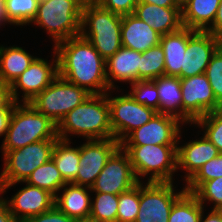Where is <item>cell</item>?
<instances>
[{"instance_id": "1", "label": "cell", "mask_w": 222, "mask_h": 222, "mask_svg": "<svg viewBox=\"0 0 222 222\" xmlns=\"http://www.w3.org/2000/svg\"><path fill=\"white\" fill-rule=\"evenodd\" d=\"M58 57V75L86 89L90 94H105L110 89L106 78V61L81 35L53 45Z\"/></svg>"}, {"instance_id": "2", "label": "cell", "mask_w": 222, "mask_h": 222, "mask_svg": "<svg viewBox=\"0 0 222 222\" xmlns=\"http://www.w3.org/2000/svg\"><path fill=\"white\" fill-rule=\"evenodd\" d=\"M57 135L67 141L71 135H82L85 140L114 138L107 93L91 94L68 112L57 125Z\"/></svg>"}, {"instance_id": "3", "label": "cell", "mask_w": 222, "mask_h": 222, "mask_svg": "<svg viewBox=\"0 0 222 222\" xmlns=\"http://www.w3.org/2000/svg\"><path fill=\"white\" fill-rule=\"evenodd\" d=\"M57 125L30 103H16L6 136L2 141V152L20 149L43 140H58Z\"/></svg>"}, {"instance_id": "4", "label": "cell", "mask_w": 222, "mask_h": 222, "mask_svg": "<svg viewBox=\"0 0 222 222\" xmlns=\"http://www.w3.org/2000/svg\"><path fill=\"white\" fill-rule=\"evenodd\" d=\"M122 16L94 3L82 8L81 36L87 39L106 61L121 47Z\"/></svg>"}, {"instance_id": "5", "label": "cell", "mask_w": 222, "mask_h": 222, "mask_svg": "<svg viewBox=\"0 0 222 222\" xmlns=\"http://www.w3.org/2000/svg\"><path fill=\"white\" fill-rule=\"evenodd\" d=\"M120 146L127 152L139 182L148 175V182H173V174L178 170L177 144Z\"/></svg>"}, {"instance_id": "6", "label": "cell", "mask_w": 222, "mask_h": 222, "mask_svg": "<svg viewBox=\"0 0 222 222\" xmlns=\"http://www.w3.org/2000/svg\"><path fill=\"white\" fill-rule=\"evenodd\" d=\"M56 141H38L20 149L2 152L4 167L0 173V196L10 187L26 181L36 168L48 162Z\"/></svg>"}, {"instance_id": "7", "label": "cell", "mask_w": 222, "mask_h": 222, "mask_svg": "<svg viewBox=\"0 0 222 222\" xmlns=\"http://www.w3.org/2000/svg\"><path fill=\"white\" fill-rule=\"evenodd\" d=\"M82 7L74 0L39 2L34 25L44 28L56 45L58 42L80 36Z\"/></svg>"}, {"instance_id": "8", "label": "cell", "mask_w": 222, "mask_h": 222, "mask_svg": "<svg viewBox=\"0 0 222 222\" xmlns=\"http://www.w3.org/2000/svg\"><path fill=\"white\" fill-rule=\"evenodd\" d=\"M90 95L86 89L72 84L58 75L29 103L58 125L68 112L82 104Z\"/></svg>"}, {"instance_id": "9", "label": "cell", "mask_w": 222, "mask_h": 222, "mask_svg": "<svg viewBox=\"0 0 222 222\" xmlns=\"http://www.w3.org/2000/svg\"><path fill=\"white\" fill-rule=\"evenodd\" d=\"M139 182V210L135 222H168L174 202L186 191L173 182ZM176 191V192H175Z\"/></svg>"}, {"instance_id": "10", "label": "cell", "mask_w": 222, "mask_h": 222, "mask_svg": "<svg viewBox=\"0 0 222 222\" xmlns=\"http://www.w3.org/2000/svg\"><path fill=\"white\" fill-rule=\"evenodd\" d=\"M110 91L107 92V100L111 129L113 137L121 142L131 131L149 122L157 111L136 102L129 93L110 97Z\"/></svg>"}, {"instance_id": "11", "label": "cell", "mask_w": 222, "mask_h": 222, "mask_svg": "<svg viewBox=\"0 0 222 222\" xmlns=\"http://www.w3.org/2000/svg\"><path fill=\"white\" fill-rule=\"evenodd\" d=\"M182 93V123L192 125L207 113L220 111L207 76L202 73L188 78H180Z\"/></svg>"}, {"instance_id": "12", "label": "cell", "mask_w": 222, "mask_h": 222, "mask_svg": "<svg viewBox=\"0 0 222 222\" xmlns=\"http://www.w3.org/2000/svg\"><path fill=\"white\" fill-rule=\"evenodd\" d=\"M137 180L127 152L120 146L109 158L91 186V193L102 192L119 195L137 185Z\"/></svg>"}, {"instance_id": "13", "label": "cell", "mask_w": 222, "mask_h": 222, "mask_svg": "<svg viewBox=\"0 0 222 222\" xmlns=\"http://www.w3.org/2000/svg\"><path fill=\"white\" fill-rule=\"evenodd\" d=\"M53 61L50 63L44 58L37 57L32 64L12 83L11 95L13 100L29 103L35 96L47 88L58 76V57L53 51ZM23 91L22 99L19 101V89Z\"/></svg>"}, {"instance_id": "14", "label": "cell", "mask_w": 222, "mask_h": 222, "mask_svg": "<svg viewBox=\"0 0 222 222\" xmlns=\"http://www.w3.org/2000/svg\"><path fill=\"white\" fill-rule=\"evenodd\" d=\"M119 147L120 142L115 138L86 140L80 146V167L72 183L91 188L111 155Z\"/></svg>"}, {"instance_id": "15", "label": "cell", "mask_w": 222, "mask_h": 222, "mask_svg": "<svg viewBox=\"0 0 222 222\" xmlns=\"http://www.w3.org/2000/svg\"><path fill=\"white\" fill-rule=\"evenodd\" d=\"M181 126L183 123L176 117L156 113L149 122L131 131L120 145L177 144Z\"/></svg>"}, {"instance_id": "16", "label": "cell", "mask_w": 222, "mask_h": 222, "mask_svg": "<svg viewBox=\"0 0 222 222\" xmlns=\"http://www.w3.org/2000/svg\"><path fill=\"white\" fill-rule=\"evenodd\" d=\"M219 47V37L207 31H196L188 40L180 78L205 73L212 55Z\"/></svg>"}, {"instance_id": "17", "label": "cell", "mask_w": 222, "mask_h": 222, "mask_svg": "<svg viewBox=\"0 0 222 222\" xmlns=\"http://www.w3.org/2000/svg\"><path fill=\"white\" fill-rule=\"evenodd\" d=\"M3 199L17 222H26L55 206V196L52 193L28 183L10 200Z\"/></svg>"}, {"instance_id": "18", "label": "cell", "mask_w": 222, "mask_h": 222, "mask_svg": "<svg viewBox=\"0 0 222 222\" xmlns=\"http://www.w3.org/2000/svg\"><path fill=\"white\" fill-rule=\"evenodd\" d=\"M180 134L181 131L177 139V169L186 171L184 181L188 182L206 162L220 153L204 134L199 140H190L179 146Z\"/></svg>"}, {"instance_id": "19", "label": "cell", "mask_w": 222, "mask_h": 222, "mask_svg": "<svg viewBox=\"0 0 222 222\" xmlns=\"http://www.w3.org/2000/svg\"><path fill=\"white\" fill-rule=\"evenodd\" d=\"M133 15L146 22L161 36L176 32L183 27L182 12L179 7H161L138 2Z\"/></svg>"}, {"instance_id": "20", "label": "cell", "mask_w": 222, "mask_h": 222, "mask_svg": "<svg viewBox=\"0 0 222 222\" xmlns=\"http://www.w3.org/2000/svg\"><path fill=\"white\" fill-rule=\"evenodd\" d=\"M141 63V52L121 47L113 56L106 60V78L110 90L119 89L114 81L129 84L138 81V67Z\"/></svg>"}, {"instance_id": "21", "label": "cell", "mask_w": 222, "mask_h": 222, "mask_svg": "<svg viewBox=\"0 0 222 222\" xmlns=\"http://www.w3.org/2000/svg\"><path fill=\"white\" fill-rule=\"evenodd\" d=\"M161 35L146 22L133 14L123 15L121 24V43L123 47L145 52L160 44Z\"/></svg>"}, {"instance_id": "22", "label": "cell", "mask_w": 222, "mask_h": 222, "mask_svg": "<svg viewBox=\"0 0 222 222\" xmlns=\"http://www.w3.org/2000/svg\"><path fill=\"white\" fill-rule=\"evenodd\" d=\"M55 196V206L70 218L88 221L91 212L90 187L66 183ZM60 195V196H59Z\"/></svg>"}, {"instance_id": "23", "label": "cell", "mask_w": 222, "mask_h": 222, "mask_svg": "<svg viewBox=\"0 0 222 222\" xmlns=\"http://www.w3.org/2000/svg\"><path fill=\"white\" fill-rule=\"evenodd\" d=\"M196 32L186 27L180 30L162 35L160 46L164 52L165 76L180 78L181 67H183L184 54L186 52L189 38Z\"/></svg>"}, {"instance_id": "24", "label": "cell", "mask_w": 222, "mask_h": 222, "mask_svg": "<svg viewBox=\"0 0 222 222\" xmlns=\"http://www.w3.org/2000/svg\"><path fill=\"white\" fill-rule=\"evenodd\" d=\"M221 0H190L182 9L183 27L206 31L215 19Z\"/></svg>"}, {"instance_id": "25", "label": "cell", "mask_w": 222, "mask_h": 222, "mask_svg": "<svg viewBox=\"0 0 222 222\" xmlns=\"http://www.w3.org/2000/svg\"><path fill=\"white\" fill-rule=\"evenodd\" d=\"M158 89L159 114L176 117L182 122L181 81L178 77L160 76L153 80Z\"/></svg>"}, {"instance_id": "26", "label": "cell", "mask_w": 222, "mask_h": 222, "mask_svg": "<svg viewBox=\"0 0 222 222\" xmlns=\"http://www.w3.org/2000/svg\"><path fill=\"white\" fill-rule=\"evenodd\" d=\"M37 57L19 46H0V79L12 83L32 64Z\"/></svg>"}, {"instance_id": "27", "label": "cell", "mask_w": 222, "mask_h": 222, "mask_svg": "<svg viewBox=\"0 0 222 222\" xmlns=\"http://www.w3.org/2000/svg\"><path fill=\"white\" fill-rule=\"evenodd\" d=\"M72 142L58 139L54 145L52 159L66 183H72L79 169L80 146H70Z\"/></svg>"}, {"instance_id": "28", "label": "cell", "mask_w": 222, "mask_h": 222, "mask_svg": "<svg viewBox=\"0 0 222 222\" xmlns=\"http://www.w3.org/2000/svg\"><path fill=\"white\" fill-rule=\"evenodd\" d=\"M23 183L47 190L54 196H56L66 184L52 158L36 168Z\"/></svg>"}, {"instance_id": "29", "label": "cell", "mask_w": 222, "mask_h": 222, "mask_svg": "<svg viewBox=\"0 0 222 222\" xmlns=\"http://www.w3.org/2000/svg\"><path fill=\"white\" fill-rule=\"evenodd\" d=\"M204 206L185 191L173 204L168 222H199Z\"/></svg>"}, {"instance_id": "30", "label": "cell", "mask_w": 222, "mask_h": 222, "mask_svg": "<svg viewBox=\"0 0 222 222\" xmlns=\"http://www.w3.org/2000/svg\"><path fill=\"white\" fill-rule=\"evenodd\" d=\"M164 71V52L160 44L141 53L138 81L155 80L160 76H164Z\"/></svg>"}, {"instance_id": "31", "label": "cell", "mask_w": 222, "mask_h": 222, "mask_svg": "<svg viewBox=\"0 0 222 222\" xmlns=\"http://www.w3.org/2000/svg\"><path fill=\"white\" fill-rule=\"evenodd\" d=\"M91 200L90 222H117L118 195L95 192Z\"/></svg>"}, {"instance_id": "32", "label": "cell", "mask_w": 222, "mask_h": 222, "mask_svg": "<svg viewBox=\"0 0 222 222\" xmlns=\"http://www.w3.org/2000/svg\"><path fill=\"white\" fill-rule=\"evenodd\" d=\"M38 0H5L8 18L15 26L29 25L37 14Z\"/></svg>"}, {"instance_id": "33", "label": "cell", "mask_w": 222, "mask_h": 222, "mask_svg": "<svg viewBox=\"0 0 222 222\" xmlns=\"http://www.w3.org/2000/svg\"><path fill=\"white\" fill-rule=\"evenodd\" d=\"M203 128L204 135L211 143L222 153V111L207 113L205 116L198 118L193 125Z\"/></svg>"}, {"instance_id": "34", "label": "cell", "mask_w": 222, "mask_h": 222, "mask_svg": "<svg viewBox=\"0 0 222 222\" xmlns=\"http://www.w3.org/2000/svg\"><path fill=\"white\" fill-rule=\"evenodd\" d=\"M139 210V183L118 195L117 222H135Z\"/></svg>"}, {"instance_id": "35", "label": "cell", "mask_w": 222, "mask_h": 222, "mask_svg": "<svg viewBox=\"0 0 222 222\" xmlns=\"http://www.w3.org/2000/svg\"><path fill=\"white\" fill-rule=\"evenodd\" d=\"M221 176L222 153L206 162L188 182H185V190L194 193L205 181Z\"/></svg>"}, {"instance_id": "36", "label": "cell", "mask_w": 222, "mask_h": 222, "mask_svg": "<svg viewBox=\"0 0 222 222\" xmlns=\"http://www.w3.org/2000/svg\"><path fill=\"white\" fill-rule=\"evenodd\" d=\"M130 89L129 94L136 102L159 111L158 89L153 80L136 81Z\"/></svg>"}, {"instance_id": "37", "label": "cell", "mask_w": 222, "mask_h": 222, "mask_svg": "<svg viewBox=\"0 0 222 222\" xmlns=\"http://www.w3.org/2000/svg\"><path fill=\"white\" fill-rule=\"evenodd\" d=\"M193 194L203 206L210 201L213 209L222 210V176L205 181Z\"/></svg>"}, {"instance_id": "38", "label": "cell", "mask_w": 222, "mask_h": 222, "mask_svg": "<svg viewBox=\"0 0 222 222\" xmlns=\"http://www.w3.org/2000/svg\"><path fill=\"white\" fill-rule=\"evenodd\" d=\"M204 74L207 76L217 102L222 106V49L220 47L212 55Z\"/></svg>"}, {"instance_id": "39", "label": "cell", "mask_w": 222, "mask_h": 222, "mask_svg": "<svg viewBox=\"0 0 222 222\" xmlns=\"http://www.w3.org/2000/svg\"><path fill=\"white\" fill-rule=\"evenodd\" d=\"M139 0H99V4L104 9L110 10L118 15L133 14Z\"/></svg>"}, {"instance_id": "40", "label": "cell", "mask_w": 222, "mask_h": 222, "mask_svg": "<svg viewBox=\"0 0 222 222\" xmlns=\"http://www.w3.org/2000/svg\"><path fill=\"white\" fill-rule=\"evenodd\" d=\"M26 222H80L74 218H70L61 212L56 206L43 212L37 216L29 218Z\"/></svg>"}, {"instance_id": "41", "label": "cell", "mask_w": 222, "mask_h": 222, "mask_svg": "<svg viewBox=\"0 0 222 222\" xmlns=\"http://www.w3.org/2000/svg\"><path fill=\"white\" fill-rule=\"evenodd\" d=\"M16 102L11 95V85L0 79V108H14Z\"/></svg>"}, {"instance_id": "42", "label": "cell", "mask_w": 222, "mask_h": 222, "mask_svg": "<svg viewBox=\"0 0 222 222\" xmlns=\"http://www.w3.org/2000/svg\"><path fill=\"white\" fill-rule=\"evenodd\" d=\"M206 31L219 38L222 37V0L217 9L213 24Z\"/></svg>"}, {"instance_id": "43", "label": "cell", "mask_w": 222, "mask_h": 222, "mask_svg": "<svg viewBox=\"0 0 222 222\" xmlns=\"http://www.w3.org/2000/svg\"><path fill=\"white\" fill-rule=\"evenodd\" d=\"M14 108H0V136H6Z\"/></svg>"}, {"instance_id": "44", "label": "cell", "mask_w": 222, "mask_h": 222, "mask_svg": "<svg viewBox=\"0 0 222 222\" xmlns=\"http://www.w3.org/2000/svg\"><path fill=\"white\" fill-rule=\"evenodd\" d=\"M0 222H17L2 196L0 197Z\"/></svg>"}, {"instance_id": "45", "label": "cell", "mask_w": 222, "mask_h": 222, "mask_svg": "<svg viewBox=\"0 0 222 222\" xmlns=\"http://www.w3.org/2000/svg\"><path fill=\"white\" fill-rule=\"evenodd\" d=\"M204 209L199 222H222V210L212 209L207 216H204Z\"/></svg>"}, {"instance_id": "46", "label": "cell", "mask_w": 222, "mask_h": 222, "mask_svg": "<svg viewBox=\"0 0 222 222\" xmlns=\"http://www.w3.org/2000/svg\"><path fill=\"white\" fill-rule=\"evenodd\" d=\"M139 2L154 4L161 7H178L175 0H139Z\"/></svg>"}, {"instance_id": "47", "label": "cell", "mask_w": 222, "mask_h": 222, "mask_svg": "<svg viewBox=\"0 0 222 222\" xmlns=\"http://www.w3.org/2000/svg\"><path fill=\"white\" fill-rule=\"evenodd\" d=\"M5 23L13 25L12 21L8 18L7 15L5 0H0V26Z\"/></svg>"}, {"instance_id": "48", "label": "cell", "mask_w": 222, "mask_h": 222, "mask_svg": "<svg viewBox=\"0 0 222 222\" xmlns=\"http://www.w3.org/2000/svg\"><path fill=\"white\" fill-rule=\"evenodd\" d=\"M76 3H78L82 8H85L91 4H94L92 0H74Z\"/></svg>"}, {"instance_id": "49", "label": "cell", "mask_w": 222, "mask_h": 222, "mask_svg": "<svg viewBox=\"0 0 222 222\" xmlns=\"http://www.w3.org/2000/svg\"><path fill=\"white\" fill-rule=\"evenodd\" d=\"M177 6L182 9L190 0H175Z\"/></svg>"}, {"instance_id": "50", "label": "cell", "mask_w": 222, "mask_h": 222, "mask_svg": "<svg viewBox=\"0 0 222 222\" xmlns=\"http://www.w3.org/2000/svg\"><path fill=\"white\" fill-rule=\"evenodd\" d=\"M220 48L222 49V37L220 38Z\"/></svg>"}, {"instance_id": "51", "label": "cell", "mask_w": 222, "mask_h": 222, "mask_svg": "<svg viewBox=\"0 0 222 222\" xmlns=\"http://www.w3.org/2000/svg\"><path fill=\"white\" fill-rule=\"evenodd\" d=\"M46 1H49V0H38V2H46Z\"/></svg>"}]
</instances>
